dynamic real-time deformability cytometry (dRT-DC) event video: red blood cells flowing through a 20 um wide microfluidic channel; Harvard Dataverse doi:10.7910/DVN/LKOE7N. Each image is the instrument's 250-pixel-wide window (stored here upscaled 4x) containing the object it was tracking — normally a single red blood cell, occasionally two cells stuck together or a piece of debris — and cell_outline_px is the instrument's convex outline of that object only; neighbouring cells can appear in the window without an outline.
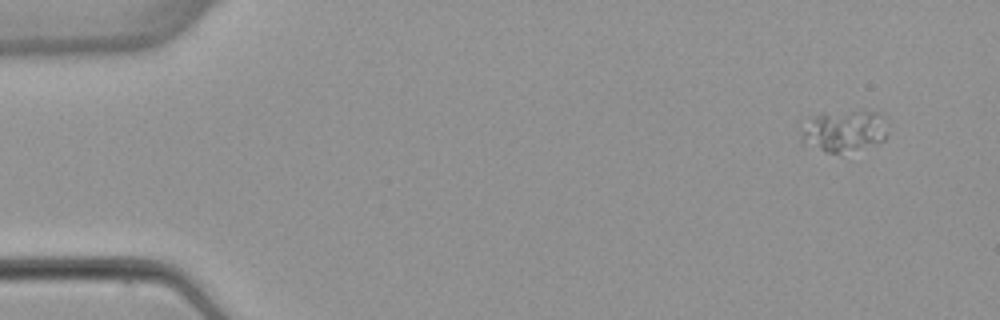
{"species": "common noctule bat (a hibernating species)", "species_latin": "Nyctalus noctula", "temperature_condition": "warm", "stored_images_in_passage": 4, "camera_frame_rate_fps": 3000, "um_per_image_px": 0.085, "animal": {"sex": "female", "body_mass_g": 22.7, "forearm_length_mm": 54.2}, "frame": {"image": 1, "passage_image": 1, "time_ms": 0.0, "image_size_px": [1000, 320], "cell_outline_px": [[888, 132], [884, 140], [876, 144], [836, 152], [824, 152], [804, 140], [804, 132], [812, 116], [820, 112], [864, 108], [880, 112]], "centroid_in_image_um": [71.86, 11.02], "position_along_channel_um": 13.1, "area_um2": 20.69}}
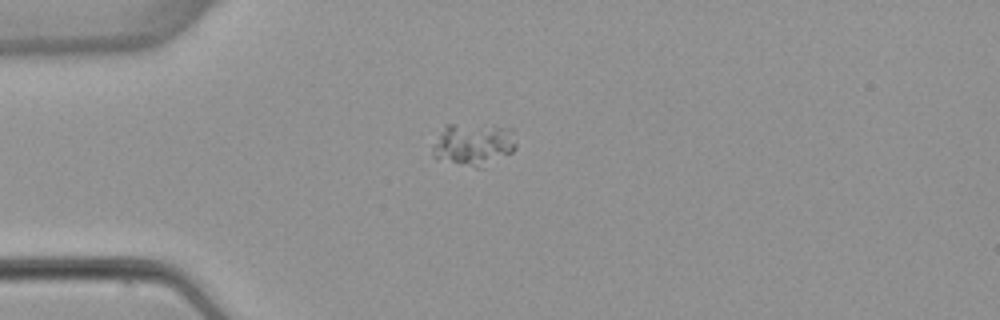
{"frame": {"image": 2, "passage_image": 3, "time_ms": 3.333, "image_size_px": [1000, 320], "cell_outline_px": [[516, 148], [512, 152], [480, 168], [476, 168], [432, 156], [432, 144], [444, 128], [448, 124], [452, 124], [512, 128], [516, 144]], "centroid_in_image_um": [40.25, 12.28], "position_along_channel_um": 44.7, "area_um2": 20.11}}
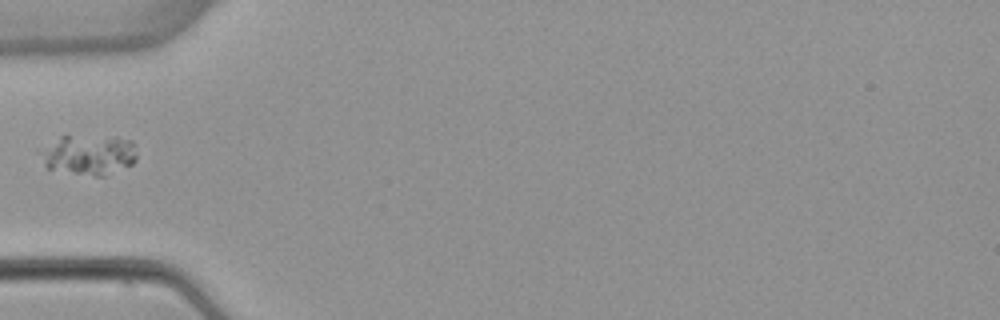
{"frame": {"image": 3, "passage_image": 4, "time_ms": 4.667, "image_size_px": [1000, 320], "cell_outline_px": [[136, 160], [132, 164], [104, 176], [96, 176], [48, 168], [44, 164], [36, 152], [64, 132], [116, 136], [132, 140], [136, 156]], "centroid_in_image_um": [7.49, 13.06], "position_along_channel_um": 77.5, "area_um2": 23.52}}